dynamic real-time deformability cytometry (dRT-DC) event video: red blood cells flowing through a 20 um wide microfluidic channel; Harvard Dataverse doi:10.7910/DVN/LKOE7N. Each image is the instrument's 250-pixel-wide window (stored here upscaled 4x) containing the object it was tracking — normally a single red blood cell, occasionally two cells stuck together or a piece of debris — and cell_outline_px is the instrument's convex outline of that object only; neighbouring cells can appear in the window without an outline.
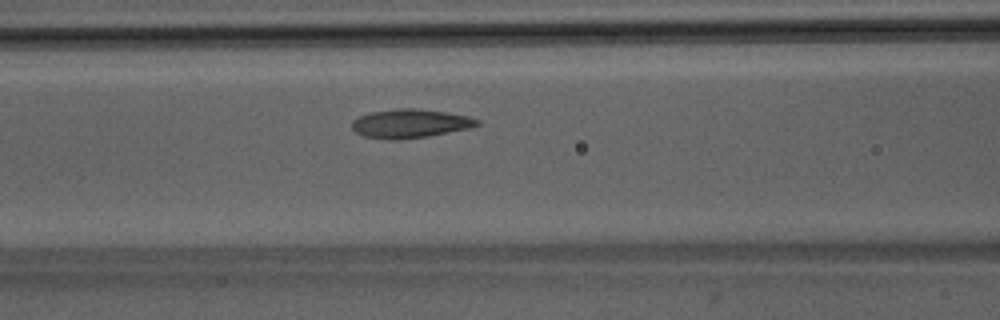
{"species": "Egyptian fruit bat (a non-hibernating species)", "species_latin": "Rousettus aegyptiacus", "temperature_condition": "room temperature", "stored_images_in_passage": 44, "camera_frame_rate_fps": 3000, "um_per_image_px": 0.085, "animal": {"sex": "male"}, "frame": {"image": 1, "passage_image": 14, "time_ms": 4.333, "image_size_px": [1000, 320], "cell_outline_px": [[480, 124], [468, 128], [428, 136], [396, 140], [388, 140], [364, 136], [356, 132], [352, 128], [352, 120], [360, 116], [372, 112], [396, 108], [416, 108], [448, 112], [468, 116], [480, 120]], "centroid_in_image_um": [34.86, 10.49], "position_along_channel_um": 131.7, "area_um2": 20.98}}
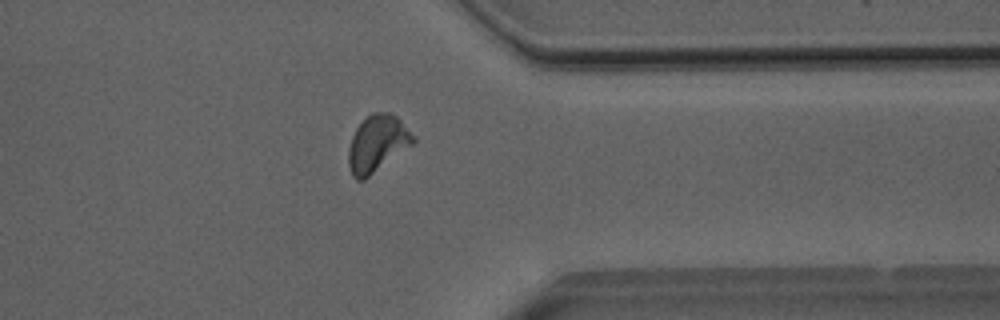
{"frame": {"image": 2, "passage_image": 33, "time_ms": 10.667, "image_size_px": [1000, 320], "cell_outline_px": [[416, 140], [412, 144], [364, 180], [356, 180], [352, 176], [348, 164], [348, 152], [352, 136], [356, 128], [372, 112], [388, 112], [396, 116], [416, 136]], "centroid_in_image_um": [32.06, 12.2], "position_along_channel_um": 379.3, "area_um2": 21.15}}
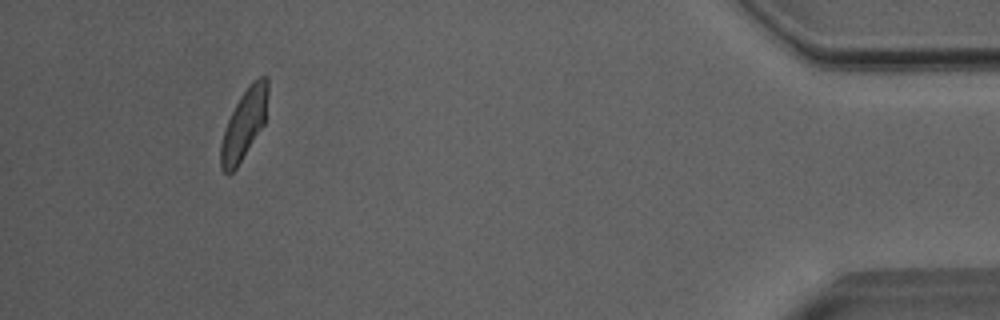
{"frame": {"image": 3, "passage_image": 40, "time_ms": 13.0, "image_size_px": [1000, 320], "cell_outline_px": [[268, 92], [264, 124], [236, 168], [228, 176], [220, 168], [220, 144], [224, 128], [240, 96], [252, 80], [260, 76], [268, 76]], "centroid_in_image_um": [20.73, 10.55], "position_along_channel_um": 414.5, "area_um2": 19.13}, "authors_computed_cell_mechanics": {"area_um2": 20.2011, "velocity_mm_per_s": 4.0053, "shape_relaxation_time_tau1_ms": 4.7772, "shape_relaxation_time_tau2_ms": 1.6328, "deformation_change_tau1": 0.1407, "deformation_change_tau2": 0.0652}}